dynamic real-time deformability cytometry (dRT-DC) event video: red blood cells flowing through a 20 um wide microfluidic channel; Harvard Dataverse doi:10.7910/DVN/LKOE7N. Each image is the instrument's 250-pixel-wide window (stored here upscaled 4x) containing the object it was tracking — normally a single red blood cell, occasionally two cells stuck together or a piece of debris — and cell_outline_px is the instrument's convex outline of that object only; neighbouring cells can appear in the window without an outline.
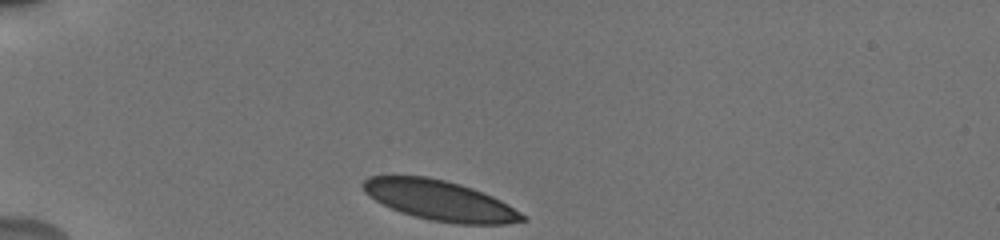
{"species": "human", "species_latin": "Homo sapiens", "temperature_condition": "cold", "stored_images_in_passage": 5, "camera_frame_rate_fps": 3000, "um_per_image_px": 0.085, "donor": {"sex": "male"}, "frame": {"image": 1, "passage_image": 1, "time_ms": 0.0, "image_size_px": [1000, 240], "cell_outline_px": [[528, 220], [508, 224], [460, 224], [432, 220], [400, 212], [368, 196], [364, 192], [360, 184], [368, 176], [428, 176], [460, 184], [472, 188], [492, 196], [508, 204], [520, 212]], "centroid_in_image_um": [37.38, 17.03], "position_along_channel_um": 47.6, "area_um2": 36.99}}
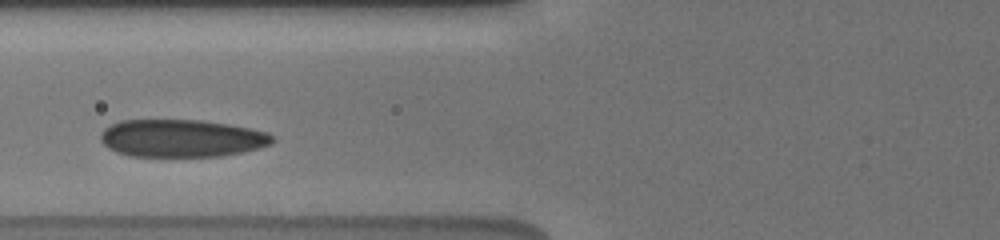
{"frame": {"image": 2, "passage_image": 4, "time_ms": 1.0, "image_size_px": [1000, 240], "cell_outline_px": [[276, 140], [272, 144], [240, 152], [220, 156], [128, 156], [116, 152], [108, 148], [100, 140], [100, 132], [104, 128], [120, 120], [200, 120], [228, 124], [252, 128], [268, 132]], "centroid_in_image_um": [15.42, 11.74], "position_along_channel_um": 110.4, "area_um2": 37.74}}